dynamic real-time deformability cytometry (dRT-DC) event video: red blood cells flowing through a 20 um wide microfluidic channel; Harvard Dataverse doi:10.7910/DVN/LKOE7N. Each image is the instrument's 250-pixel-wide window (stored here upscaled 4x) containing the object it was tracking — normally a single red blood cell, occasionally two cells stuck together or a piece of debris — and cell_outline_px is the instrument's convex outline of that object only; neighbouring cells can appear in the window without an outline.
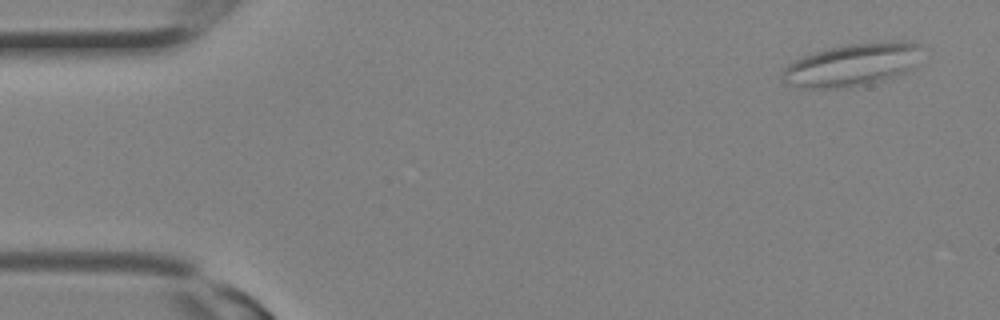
{"species": "Egyptian fruit bat (a non-hibernating species)", "species_latin": "Rousettus aegyptiacus", "temperature_condition": "room temperature", "stored_images_in_passage": 9, "camera_frame_rate_fps": 3000, "um_per_image_px": 0.085, "animal": {"sex": "female"}, "frame": {"image": 1, "passage_image": 1, "time_ms": 0.0, "image_size_px": [1000, 320], "cell_outline_px": [[920, 44], [916, 68], [896, 76], [884, 80], [852, 88], [804, 88], [788, 84], [784, 80], [780, 72], [788, 64], [804, 56], [828, 48], [852, 44], [892, 40], [912, 40]], "centroid_in_image_um": [72.49, 5.51], "position_along_channel_um": 12.5, "area_um2": 35.03}}